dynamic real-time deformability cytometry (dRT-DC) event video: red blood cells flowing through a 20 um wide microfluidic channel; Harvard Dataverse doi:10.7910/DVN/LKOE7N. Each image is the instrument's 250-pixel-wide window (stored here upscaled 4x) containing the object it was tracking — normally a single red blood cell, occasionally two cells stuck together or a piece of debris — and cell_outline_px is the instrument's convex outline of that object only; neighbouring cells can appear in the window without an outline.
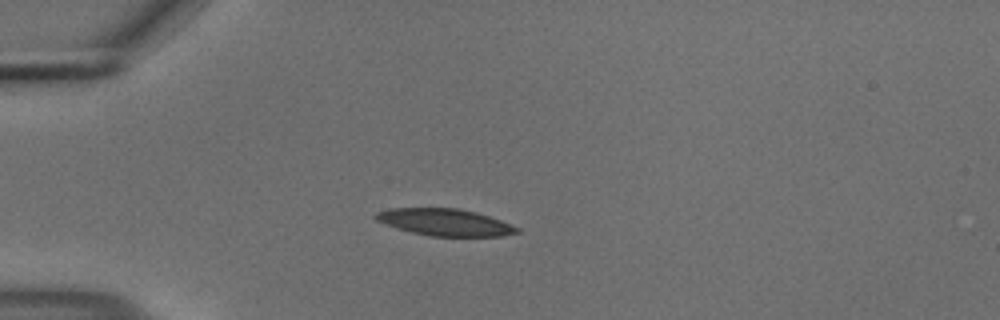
{"species": "common noctule bat (a hibernating species)", "species_latin": "Nyctalus noctula", "temperature_condition": "cold", "stored_images_in_passage": 48, "camera_frame_rate_fps": 3000, "um_per_image_px": 0.085, "animal": {"sex": "male", "body_mass_g": 18.8}, "frame": {"image": 1, "passage_image": 12, "time_ms": 3.667, "image_size_px": [1000, 320], "cell_outline_px": [[520, 232], [500, 236], [432, 236], [412, 232], [376, 220], [372, 216], [376, 212], [388, 208], [460, 208], [476, 212], [500, 220], [520, 228]], "centroid_in_image_um": [37.82, 18.88], "position_along_channel_um": 47.2, "area_um2": 21.96}}
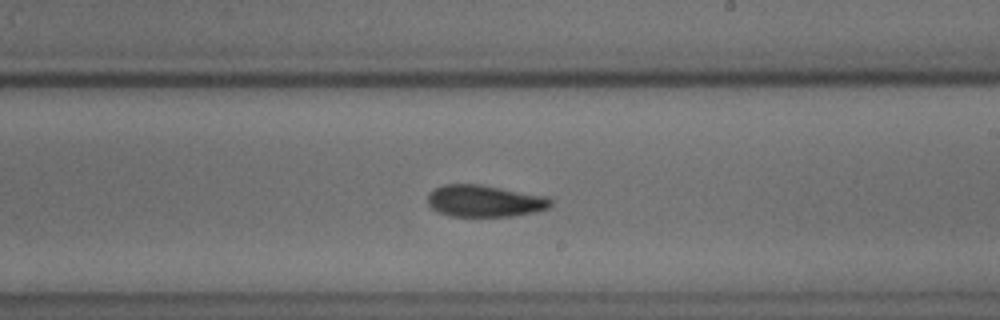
{"frame": {"image": 2, "passage_image": 30, "time_ms": 9.667, "image_size_px": [1000, 320], "cell_outline_px": [[552, 204], [548, 208], [536, 212], [512, 216], [448, 216], [432, 208], [428, 204], [428, 192], [444, 184], [480, 184], [548, 196], [552, 200]], "centroid_in_image_um": [41.21, 17.08], "position_along_channel_um": 247.8, "area_um2": 22.95}}
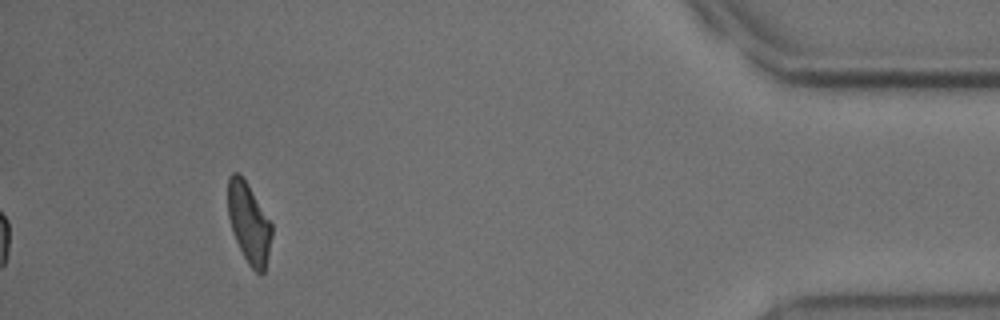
{"frame": {"image": 3, "passage_image": 48, "time_ms": 15.667, "image_size_px": [1000, 320], "cell_outline_px": [[272, 236], [264, 272], [260, 276], [248, 264], [232, 232], [228, 216], [228, 176], [232, 172], [240, 172], [248, 184], [272, 224]], "centroid_in_image_um": [21.15, 18.93], "position_along_channel_um": 414.1, "area_um2": 20.52}, "authors_computed_cell_mechanics": {"area_um2": 22.4842, "velocity_mm_per_s": 3.6962, "shape_relaxation_time_tau1_ms": 5.0392, "shape_relaxation_time_tau2_ms": 6.0768, "deformation_change_tau1": 0.1282, "deformation_change_tau2": 0.1262}}